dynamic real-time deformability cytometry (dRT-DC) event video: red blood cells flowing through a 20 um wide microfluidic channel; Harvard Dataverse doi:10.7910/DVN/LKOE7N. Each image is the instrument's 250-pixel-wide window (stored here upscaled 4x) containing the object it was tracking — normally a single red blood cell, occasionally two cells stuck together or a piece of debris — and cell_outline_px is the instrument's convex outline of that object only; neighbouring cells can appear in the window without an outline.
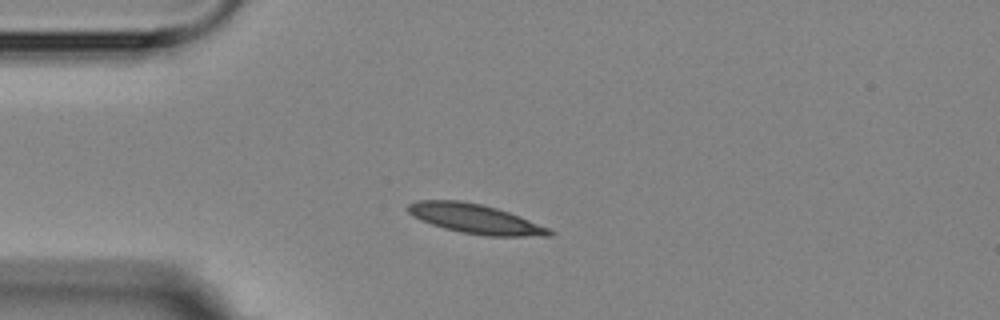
{"species": "Egyptian fruit bat (a non-hibernating species)", "species_latin": "Rousettus aegyptiacus", "temperature_condition": "room temperature", "stored_images_in_passage": 4, "camera_frame_rate_fps": 3000, "um_per_image_px": 0.085, "animal": {"sex": "female"}, "frame": {"image": 1, "passage_image": 2, "time_ms": 2.0, "image_size_px": [1000, 320], "cell_outline_px": [[556, 232], [552, 236], [488, 236], [460, 232], [444, 228], [420, 220], [412, 216], [404, 208], [408, 204], [416, 200], [460, 200], [484, 204], [520, 216], [548, 228]], "centroid_in_image_um": [40.36, 18.59], "position_along_channel_um": 44.6, "area_um2": 24.45}}
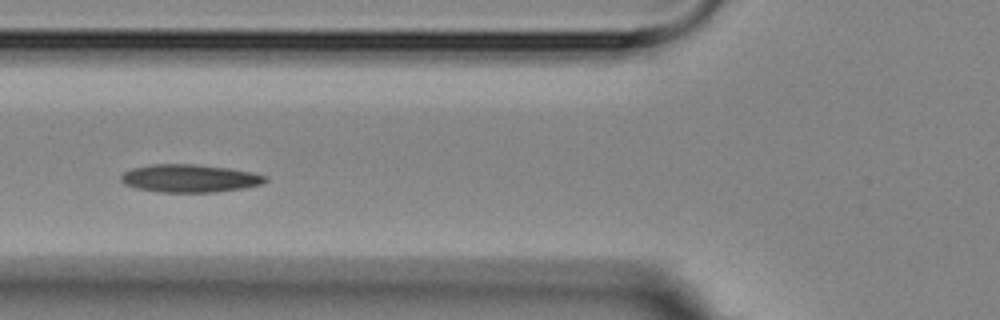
{"frame": {"image": 2, "passage_image": 4, "time_ms": 4.333, "image_size_px": [1000, 320], "cell_outline_px": [[268, 180], [260, 184], [244, 188], [216, 192], [160, 192], [136, 188], [124, 184], [120, 180], [120, 176], [124, 172], [132, 168], [152, 164], [196, 164], [228, 168], [252, 172], [268, 176]], "centroid_in_image_um": [16.12, 15.16], "position_along_channel_um": 109.7, "area_um2": 23.52}}